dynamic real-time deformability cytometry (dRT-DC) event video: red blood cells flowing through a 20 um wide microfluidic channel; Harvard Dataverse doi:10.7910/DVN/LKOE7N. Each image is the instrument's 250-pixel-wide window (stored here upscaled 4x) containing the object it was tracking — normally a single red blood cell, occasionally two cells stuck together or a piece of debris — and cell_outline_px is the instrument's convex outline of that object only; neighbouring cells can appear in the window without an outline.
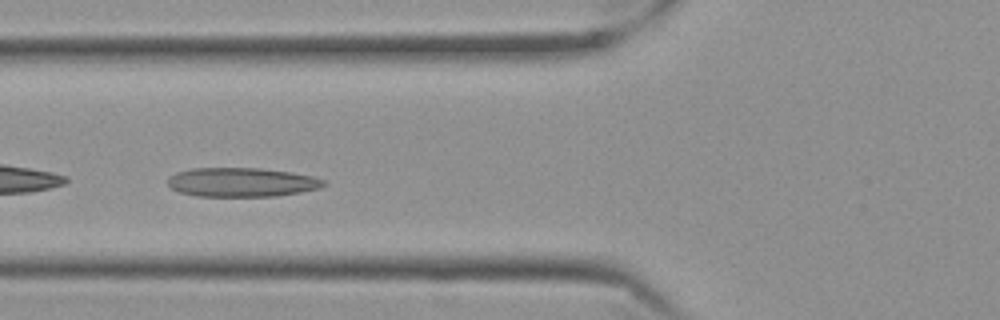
{"species": "Egyptian fruit bat (a non-hibernating species)", "species_latin": "Rousettus aegyptiacus", "temperature_condition": "cold", "stored_images_in_passage": 37, "camera_frame_rate_fps": 3000, "um_per_image_px": 0.085, "frame": {"image": 1, "passage_image": 4, "time_ms": 1.0, "image_size_px": [1000, 320], "cell_outline_px": [[328, 184], [320, 188], [300, 192], [276, 196], [196, 196], [180, 192], [172, 188], [168, 184], [168, 180], [176, 172], [192, 168], [260, 168], [292, 172], [312, 176], [324, 180]], "centroid_in_image_um": [20.58, 15.49], "position_along_channel_um": 105.2, "area_um2": 26.41}}
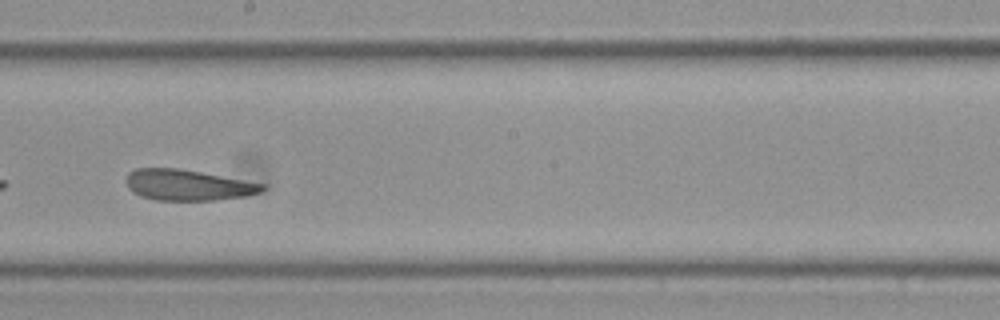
{"frame": {"image": 2, "passage_image": 15, "time_ms": 4.667, "image_size_px": [1000, 320], "cell_outline_px": [[264, 188], [260, 192], [244, 196], [216, 200], [156, 200], [140, 196], [132, 192], [128, 188], [128, 172], [136, 168], [176, 168], [200, 172], [264, 184]], "centroid_in_image_um": [15.92, 15.73], "position_along_channel_um": 232.3, "area_um2": 24.1}}
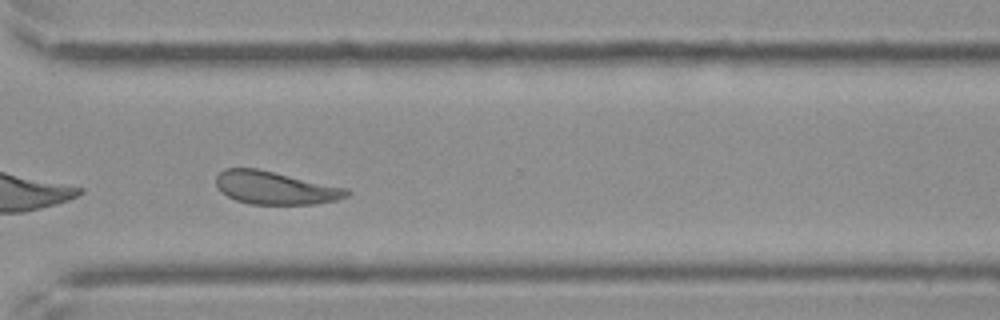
{"frame": {"image": 3, "passage_image": 25, "time_ms": 8.0, "image_size_px": [1000, 320], "cell_outline_px": [[352, 192], [348, 196], [336, 200], [316, 204], [248, 204], [236, 200], [220, 192], [216, 184], [216, 176], [224, 168], [256, 168], [348, 188]], "centroid_in_image_um": [23.4, 15.97], "position_along_channel_um": 347.2, "area_um2": 25.2}, "authors_computed_cell_mechanics": {"area_um2": 25.0274, "velocity_mm_per_s": 3.4565, "shape_relaxation_time_tau1_ms": 9.4255, "shape_relaxation_time_tau2_ms": 2.3706, "deformation_change_tau1": 0.1702, "deformation_change_tau2": 0.0923}}